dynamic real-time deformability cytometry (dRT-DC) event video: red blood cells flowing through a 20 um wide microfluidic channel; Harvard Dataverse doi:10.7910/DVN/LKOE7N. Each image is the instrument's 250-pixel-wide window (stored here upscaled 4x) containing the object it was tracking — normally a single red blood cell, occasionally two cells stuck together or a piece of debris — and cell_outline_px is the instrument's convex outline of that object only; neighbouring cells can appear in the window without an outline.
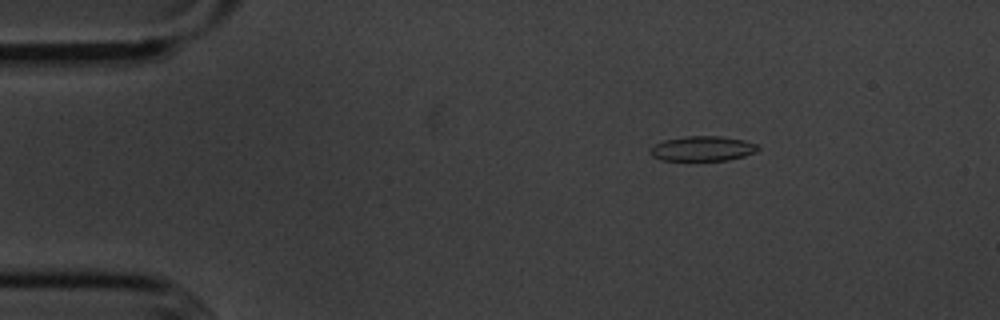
{"species": "common noctule bat (a hibernating species)", "species_latin": "Nyctalus noctula", "temperature_condition": "cold", "stored_images_in_passage": 2, "camera_frame_rate_fps": 3000, "um_per_image_px": 0.085, "animal": {"sex": "male", "body_mass_g": 20.1, "forearm_length_mm": 53.5}, "frame": {"image": 1, "passage_image": 1, "time_ms": 0.0, "image_size_px": [1000, 320], "cell_outline_px": [[760, 148], [756, 152], [744, 156], [728, 160], [660, 160], [652, 156], [648, 152], [648, 148], [664, 140], [684, 136], [720, 136], [744, 140], [756, 144]], "centroid_in_image_um": [59.69, 12.63], "position_along_channel_um": 25.3, "area_um2": 15.72}}